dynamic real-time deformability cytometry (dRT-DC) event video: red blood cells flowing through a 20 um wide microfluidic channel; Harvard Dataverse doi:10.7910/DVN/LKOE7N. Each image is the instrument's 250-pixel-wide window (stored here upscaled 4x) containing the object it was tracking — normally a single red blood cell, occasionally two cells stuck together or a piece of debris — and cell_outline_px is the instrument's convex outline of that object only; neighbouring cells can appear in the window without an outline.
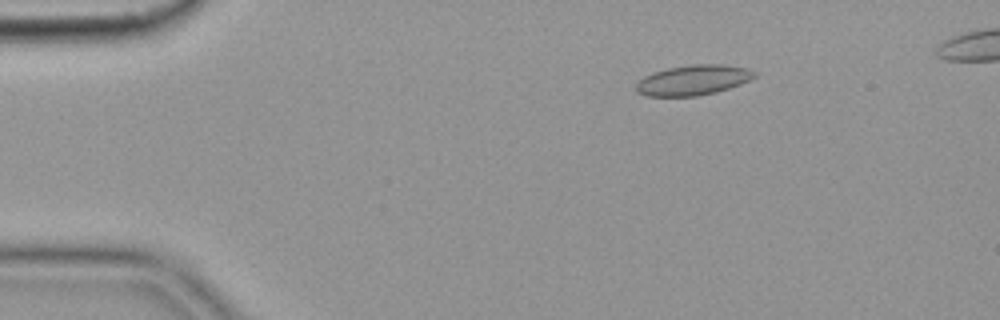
{"species": "common noctule bat (a hibernating species)", "species_latin": "Nyctalus noctula", "temperature_condition": "cold", "stored_images_in_passage": 54, "camera_frame_rate_fps": 3000, "um_per_image_px": 0.085, "animal": {"sex": "female", "body_mass_g": 19.9}, "frame": {"image": 1, "passage_image": 9, "time_ms": 2.667, "image_size_px": [1000, 320], "cell_outline_px": [[756, 76], [740, 84], [716, 92], [696, 96], [648, 96], [636, 92], [636, 84], [644, 76], [652, 72], [668, 68], [692, 64], [720, 64], [744, 68], [756, 72]], "centroid_in_image_um": [58.88, 6.81], "position_along_channel_um": 26.1, "area_um2": 20.63}}
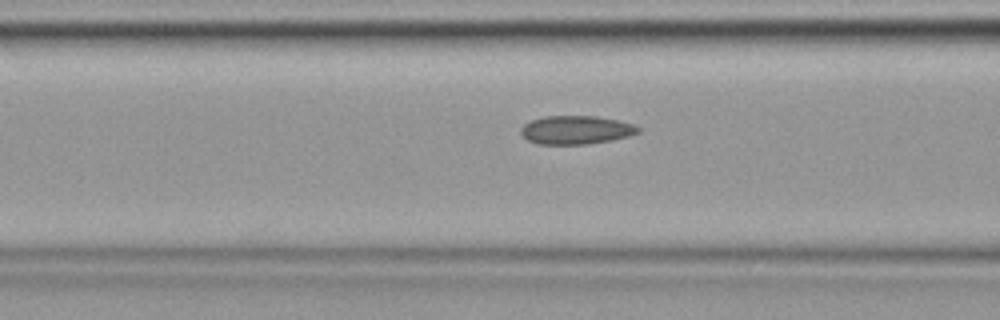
{"frame": {"image": 2, "passage_image": 22, "time_ms": 7.0, "image_size_px": [1000, 320], "cell_outline_px": [[640, 132], [628, 136], [612, 140], [588, 144], [536, 144], [528, 140], [520, 132], [520, 128], [524, 124], [532, 120], [544, 116], [596, 116], [616, 120], [632, 124], [640, 128]], "centroid_in_image_um": [48.94, 11.05], "position_along_channel_um": 117.7, "area_um2": 19.42}}
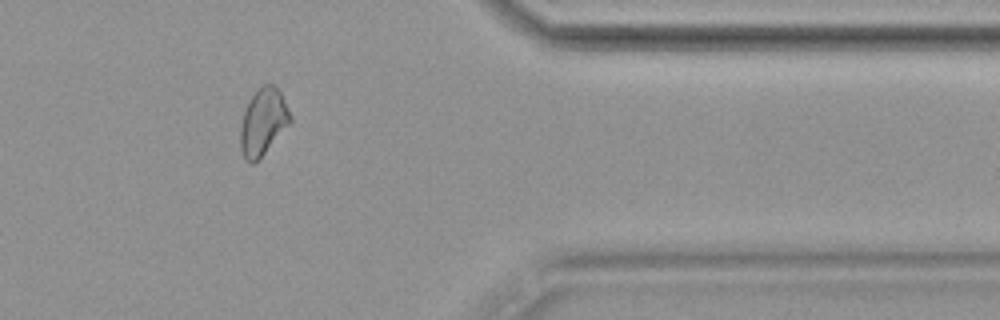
{"frame": {"image": 3, "passage_image": 46, "time_ms": 15.0, "image_size_px": [1000, 320], "cell_outline_px": [[292, 120], [264, 152], [252, 164], [244, 160], [240, 148], [240, 128], [244, 112], [252, 96], [264, 84], [276, 84], [292, 116]], "centroid_in_image_um": [22.35, 10.35], "position_along_channel_um": 389.0, "area_um2": 18.9}}